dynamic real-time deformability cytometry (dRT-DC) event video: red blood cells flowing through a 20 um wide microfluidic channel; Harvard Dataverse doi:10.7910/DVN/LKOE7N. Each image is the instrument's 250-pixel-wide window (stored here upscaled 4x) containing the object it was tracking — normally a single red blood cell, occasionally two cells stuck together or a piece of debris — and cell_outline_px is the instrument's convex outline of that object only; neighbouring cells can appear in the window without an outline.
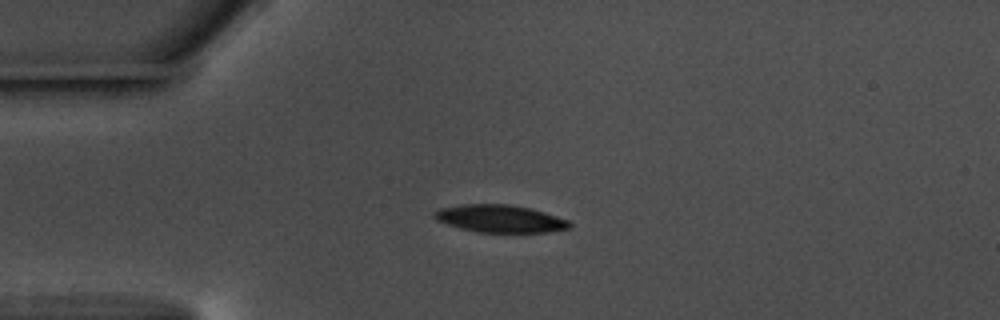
{"species": "common noctule bat (a hibernating species)", "species_latin": "Nyctalus noctula", "temperature_condition": "warm", "stored_images_in_passage": 44, "camera_frame_rate_fps": 3000, "um_per_image_px": 0.085, "animal": {"sex": "male", "body_mass_g": 17.5, "forearm_length_mm": 52.3}, "frame": {"image": 1, "passage_image": 1, "time_ms": 0.0, "image_size_px": [1000, 320], "cell_outline_px": [[572, 228], [548, 232], [480, 232], [460, 228], [436, 220], [432, 216], [432, 212], [440, 208], [460, 204], [508, 204], [532, 208], [568, 220], [572, 224]], "centroid_in_image_um": [42.5, 18.58], "position_along_channel_um": 42.5, "area_um2": 21.79}}
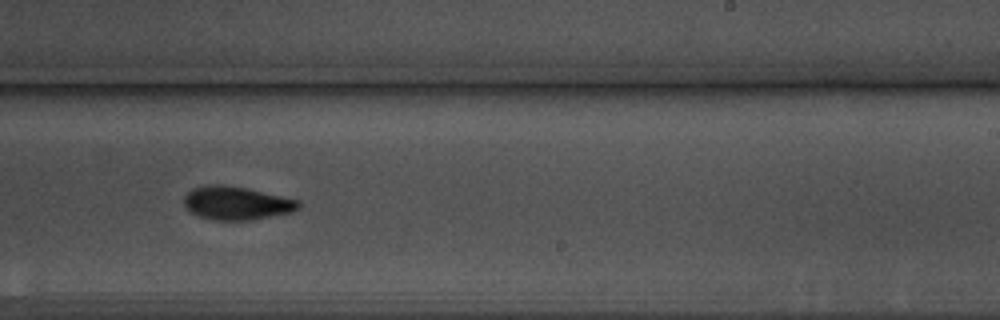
{"frame": {"image": 2, "passage_image": 22, "time_ms": 7.0, "image_size_px": [1000, 320], "cell_outline_px": [[300, 208], [292, 212], [248, 220], [212, 220], [196, 216], [184, 208], [184, 196], [192, 188], [216, 184], [220, 184], [244, 188], [300, 200]], "centroid_in_image_um": [20.06, 17.28], "position_along_channel_um": 268.9, "area_um2": 22.2}}
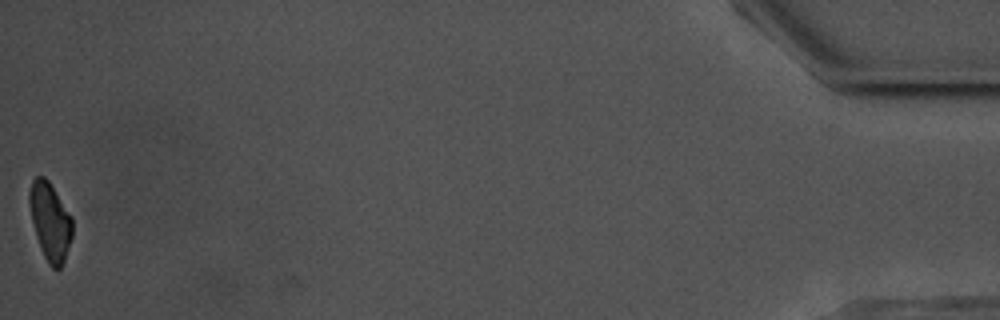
{"frame": {"image": 3, "passage_image": 44, "time_ms": 14.333, "image_size_px": [1000, 320], "cell_outline_px": [[72, 236], [64, 260], [60, 268], [52, 268], [48, 264], [40, 248], [36, 236], [28, 204], [28, 192], [32, 180], [36, 176], [44, 176], [48, 180], [72, 216]], "centroid_in_image_um": [4.24, 18.8], "position_along_channel_um": 431.0, "area_um2": 19.48}, "authors_computed_cell_mechanics": {"area_um2": 21.9929, "velocity_mm_per_s": 3.5746, "shape_relaxation_time_tau1_ms": 3.1597, "shape_relaxation_time_tau2_ms": null, "deformation_change_tau1": 0.1301, "deformation_change_tau2": null}}